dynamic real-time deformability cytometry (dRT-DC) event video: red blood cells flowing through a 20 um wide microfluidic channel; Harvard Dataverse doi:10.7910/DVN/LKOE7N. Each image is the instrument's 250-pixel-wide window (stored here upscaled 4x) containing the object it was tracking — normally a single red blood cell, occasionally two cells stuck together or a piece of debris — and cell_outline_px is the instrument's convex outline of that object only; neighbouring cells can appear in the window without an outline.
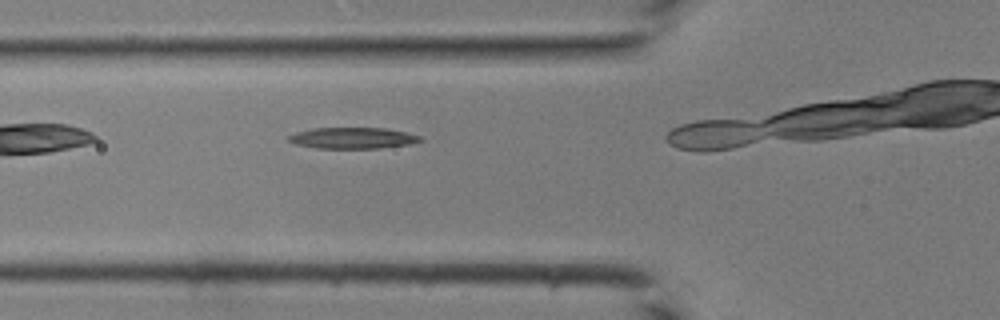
{"species": "common noctule bat (a hibernating species)", "species_latin": "Nyctalus noctula", "temperature_condition": "room temperature", "stored_images_in_passage": 7, "camera_frame_rate_fps": 3000, "um_per_image_px": 0.085, "animal": {"sex": "male", "body_mass_g": 19.0, "forearm_length_mm": 50.8}, "frame": {"image": 1, "passage_image": 4, "time_ms": 1.0, "image_size_px": [1000, 320], "cell_outline_px": [[424, 140], [412, 144], [380, 148], [316, 148], [296, 144], [288, 140], [288, 136], [296, 132], [312, 128], [384, 128], [404, 132], [420, 136]], "centroid_in_image_um": [29.99, 11.73], "position_along_channel_um": 95.8, "area_um2": 16.18}}